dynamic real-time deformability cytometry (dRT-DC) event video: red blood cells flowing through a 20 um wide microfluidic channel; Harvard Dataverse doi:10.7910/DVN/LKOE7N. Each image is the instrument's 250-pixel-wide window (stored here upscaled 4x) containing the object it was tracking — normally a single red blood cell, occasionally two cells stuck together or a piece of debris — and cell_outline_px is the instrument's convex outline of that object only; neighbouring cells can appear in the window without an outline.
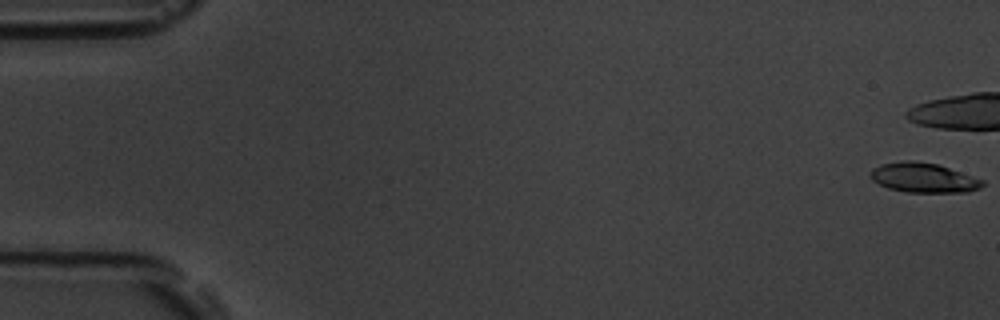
{"species": "common noctule bat (a hibernating species)", "species_latin": "Nyctalus noctula", "temperature_condition": "room temperature", "stored_images_in_passage": 13, "camera_frame_rate_fps": 3000, "um_per_image_px": 0.085, "animal": {"sex": "male", "body_mass_g": 19.5, "forearm_length_mm": 54.6}, "frame": {"image": 1, "passage_image": 1, "time_ms": 0.0, "image_size_px": [1000, 320], "cell_outline_px": [[984, 184], [980, 188], [968, 192], [908, 192], [888, 188], [872, 180], [868, 176], [872, 168], [880, 164], [904, 160], [912, 160], [936, 164], [984, 180]], "centroid_in_image_um": [78.46, 15.1], "position_along_channel_um": 6.5, "area_um2": 19.31}}